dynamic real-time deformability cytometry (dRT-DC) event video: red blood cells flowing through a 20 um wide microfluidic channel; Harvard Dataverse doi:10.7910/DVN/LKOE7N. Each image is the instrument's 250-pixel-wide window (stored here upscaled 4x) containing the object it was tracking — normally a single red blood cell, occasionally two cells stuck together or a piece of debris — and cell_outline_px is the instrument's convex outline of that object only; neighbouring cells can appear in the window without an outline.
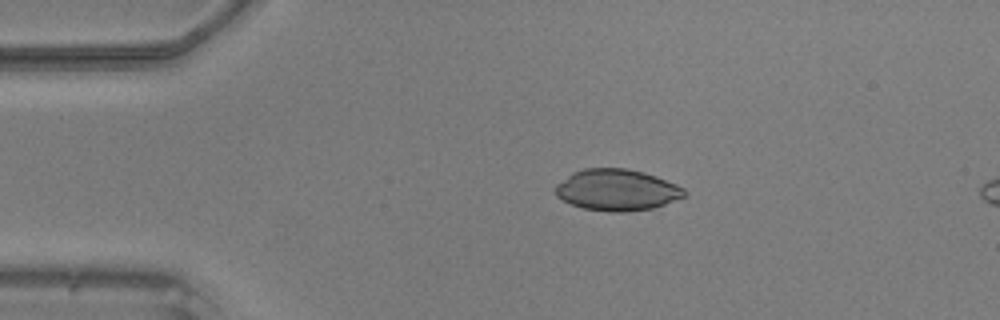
{"species": "common noctule bat (a hibernating species)", "species_latin": "Nyctalus noctula", "temperature_condition": "warm", "stored_images_in_passage": 6, "camera_frame_rate_fps": 3000, "um_per_image_px": 0.085, "animal": {"sex": "male", "body_mass_g": 20.5, "forearm_length_mm": 52.5}, "frame": {"image": 1, "passage_image": 1, "time_ms": 0.0, "image_size_px": [1000, 320], "cell_outline_px": [[688, 196], [652, 208], [624, 212], [612, 212], [584, 208], [572, 204], [556, 196], [556, 184], [572, 172], [584, 168], [628, 168], [644, 172], [656, 176], [676, 184], [684, 188], [688, 192]], "centroid_in_image_um": [52.47, 16.13], "position_along_channel_um": 32.5, "area_um2": 31.15}}